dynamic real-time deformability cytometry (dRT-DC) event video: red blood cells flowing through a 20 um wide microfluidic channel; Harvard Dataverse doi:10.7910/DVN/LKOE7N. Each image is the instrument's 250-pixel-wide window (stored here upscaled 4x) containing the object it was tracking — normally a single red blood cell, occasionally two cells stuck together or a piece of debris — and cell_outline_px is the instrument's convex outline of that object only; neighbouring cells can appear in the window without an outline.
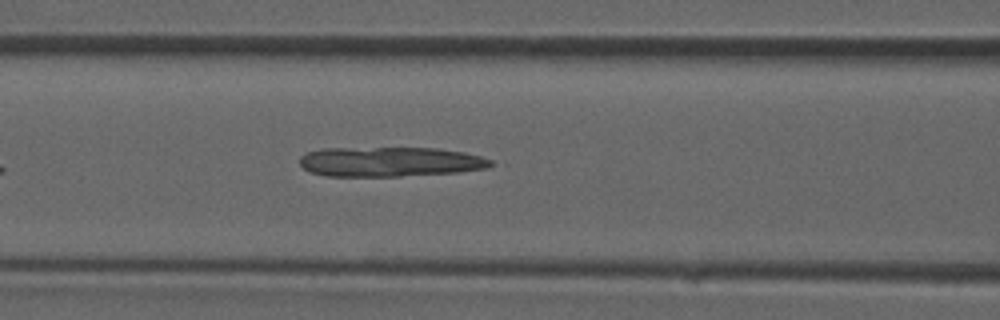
{"species": "common noctule bat (a hibernating species)", "species_latin": "Nyctalus noctula", "temperature_condition": "room temperature", "stored_images_in_passage": 3, "camera_frame_rate_fps": 3000, "um_per_image_px": 0.085, "animal": {"sex": "male", "forearm_length_mm": 52.5}, "frame": {"image": 1, "passage_image": 3, "time_ms": 2.333, "image_size_px": [1000, 320], "cell_outline_px": [[496, 164], [488, 168], [456, 172], [400, 176], [328, 176], [312, 172], [304, 168], [300, 164], [300, 156], [308, 152], [324, 148], [436, 148], [464, 152], [480, 156], [492, 160]], "centroid_in_image_um": [33.18, 13.74], "position_along_channel_um": 133.4, "area_um2": 33.06}}